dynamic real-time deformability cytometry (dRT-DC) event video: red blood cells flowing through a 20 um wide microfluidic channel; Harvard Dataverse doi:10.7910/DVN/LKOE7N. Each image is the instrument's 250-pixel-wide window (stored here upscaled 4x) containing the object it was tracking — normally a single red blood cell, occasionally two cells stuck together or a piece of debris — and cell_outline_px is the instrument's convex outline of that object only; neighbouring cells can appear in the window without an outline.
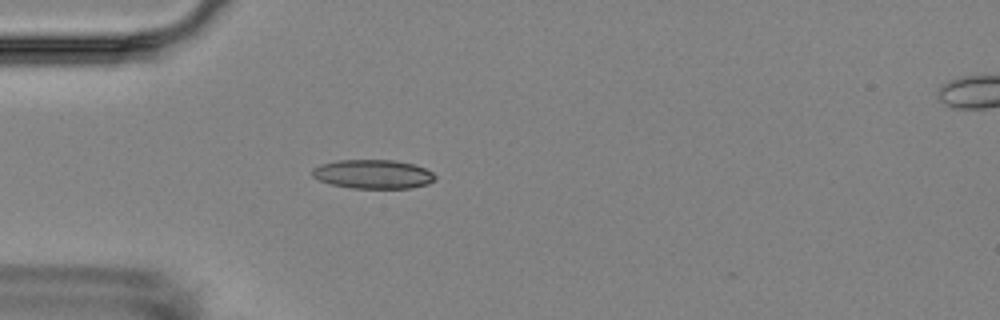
{"species": "Egyptian fruit bat (a non-hibernating species)", "species_latin": "Rousettus aegyptiacus", "temperature_condition": "room temperature", "stored_images_in_passage": 4, "camera_frame_rate_fps": 3000, "um_per_image_px": 0.085, "animal": {"sex": "female"}, "frame": {"image": 1, "passage_image": 3, "time_ms": 2.333, "image_size_px": [1000, 320], "cell_outline_px": [[436, 180], [428, 184], [408, 188], [352, 188], [332, 184], [320, 180], [312, 176], [312, 168], [320, 164], [336, 160], [396, 160], [412, 164], [424, 168], [432, 172], [436, 176]], "centroid_in_image_um": [31.71, 14.8], "position_along_channel_um": 53.3, "area_um2": 20.75}}